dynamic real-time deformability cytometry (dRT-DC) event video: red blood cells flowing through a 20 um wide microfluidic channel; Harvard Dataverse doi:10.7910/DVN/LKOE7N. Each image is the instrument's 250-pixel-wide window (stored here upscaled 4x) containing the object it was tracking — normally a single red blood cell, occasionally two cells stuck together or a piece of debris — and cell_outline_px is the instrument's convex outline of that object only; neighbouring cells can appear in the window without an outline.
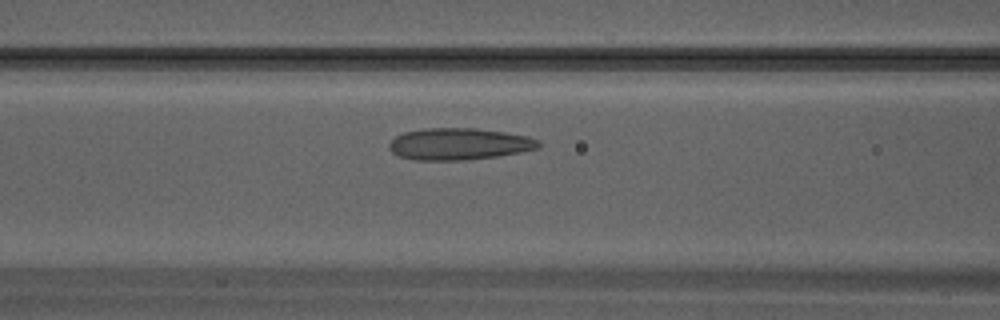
{"species": "Egyptian fruit bat (a non-hibernating species)", "species_latin": "Rousettus aegyptiacus", "temperature_condition": "warm", "stored_images_in_passage": 30, "camera_frame_rate_fps": 3000, "um_per_image_px": 0.085, "animal": {"sex": "male"}, "frame": {"image": 1, "passage_image": 10, "time_ms": 3.0, "image_size_px": [1000, 320], "cell_outline_px": [[540, 148], [520, 152], [496, 156], [464, 160], [412, 160], [400, 156], [392, 152], [388, 148], [388, 144], [396, 136], [404, 132], [424, 128], [476, 128], [504, 132], [528, 136], [540, 140]], "centroid_in_image_um": [39.01, 12.23], "position_along_channel_um": 127.6, "area_um2": 27.74}}
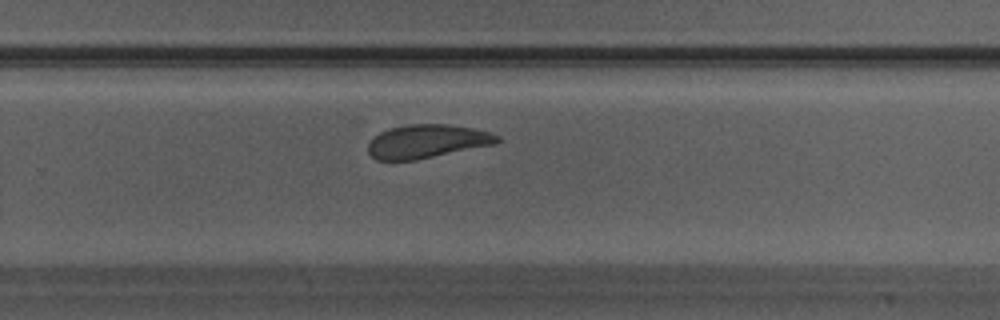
{"frame": {"image": 2, "passage_image": 18, "time_ms": 5.667, "image_size_px": [1000, 320], "cell_outline_px": [[500, 140], [496, 144], [416, 160], [376, 160], [368, 152], [368, 144], [380, 132], [388, 128], [408, 124], [448, 124], [472, 128], [492, 132], [500, 136]], "centroid_in_image_um": [36.32, 12.01], "position_along_channel_um": 293.5, "area_um2": 25.32}}
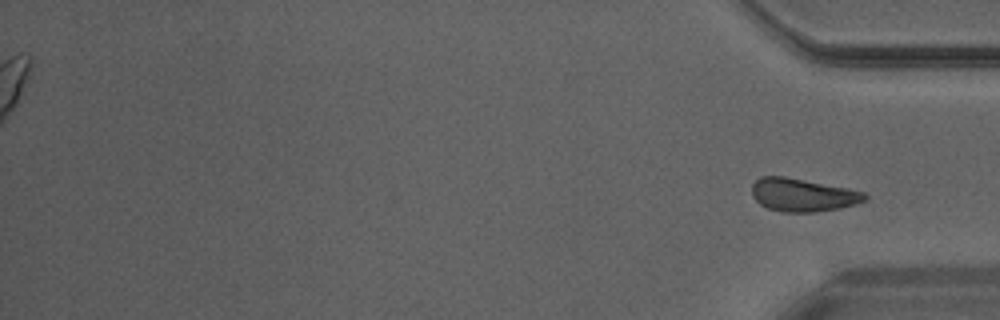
{"frame": {"image": 3, "passage_image": 30, "time_ms": 9.667, "image_size_px": [1000, 320], "cell_outline_px": [[868, 196], [864, 200], [856, 204], [840, 208], [816, 212], [784, 212], [768, 208], [760, 204], [752, 196], [752, 184], [760, 176], [784, 176], [864, 192]], "centroid_in_image_um": [68.19, 16.58], "position_along_channel_um": 367.0, "area_um2": 21.5}}